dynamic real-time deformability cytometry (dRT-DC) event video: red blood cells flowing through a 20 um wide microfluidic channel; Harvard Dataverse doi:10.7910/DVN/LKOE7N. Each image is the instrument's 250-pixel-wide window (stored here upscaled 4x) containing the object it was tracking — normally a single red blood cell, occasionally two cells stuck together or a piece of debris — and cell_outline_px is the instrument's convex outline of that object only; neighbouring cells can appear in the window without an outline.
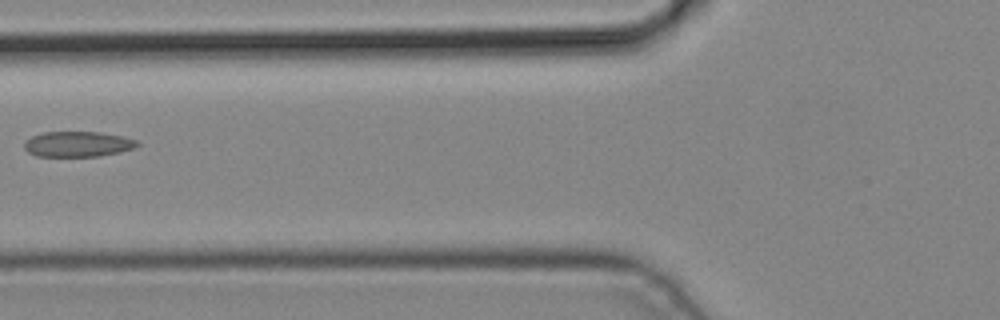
{"species": "common noctule bat (a hibernating species)", "species_latin": "Nyctalus noctula", "temperature_condition": "cold", "stored_images_in_passage": 5, "camera_frame_rate_fps": 3000, "um_per_image_px": 0.085, "animal": {"sex": "male", "body_mass_g": 19.2, "forearm_length_mm": 51.8}, "frame": {"image": 1, "passage_image": 5, "time_ms": 1.333, "image_size_px": [1000, 320], "cell_outline_px": [[140, 144], [136, 148], [120, 152], [100, 156], [36, 156], [28, 152], [24, 148], [24, 140], [32, 136], [44, 132], [100, 132], [120, 136], [136, 140]], "centroid_in_image_um": [6.6, 12.25], "position_along_channel_um": 119.2, "area_um2": 16.76}}